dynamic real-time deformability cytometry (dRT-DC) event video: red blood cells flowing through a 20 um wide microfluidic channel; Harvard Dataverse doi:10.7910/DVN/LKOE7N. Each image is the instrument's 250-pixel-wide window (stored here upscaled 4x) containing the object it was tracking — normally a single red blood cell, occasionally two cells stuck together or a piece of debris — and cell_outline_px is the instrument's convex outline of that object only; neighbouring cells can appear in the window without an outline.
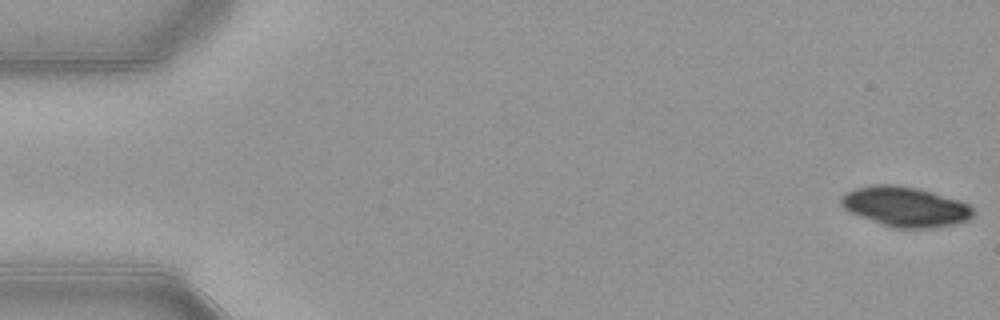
{"species": "common noctule bat (a hibernating species)", "species_latin": "Nyctalus noctula", "temperature_condition": "warm", "stored_images_in_passage": 53, "camera_frame_rate_fps": 3000, "um_per_image_px": 0.085, "animal": {"sex": "female", "body_mass_g": 21.9}, "frame": {"image": 1, "passage_image": 1, "time_ms": 0.0, "image_size_px": [1000, 320], "cell_outline_px": [[976, 212], [968, 220], [956, 224], [932, 228], [892, 228], [880, 224], [860, 216], [844, 208], [840, 204], [840, 196], [856, 188], [876, 184], [896, 184], [916, 188], [932, 192], [960, 200], [968, 204]], "centroid_in_image_um": [76.97, 17.57], "position_along_channel_um": 8.0, "area_um2": 30.81}}
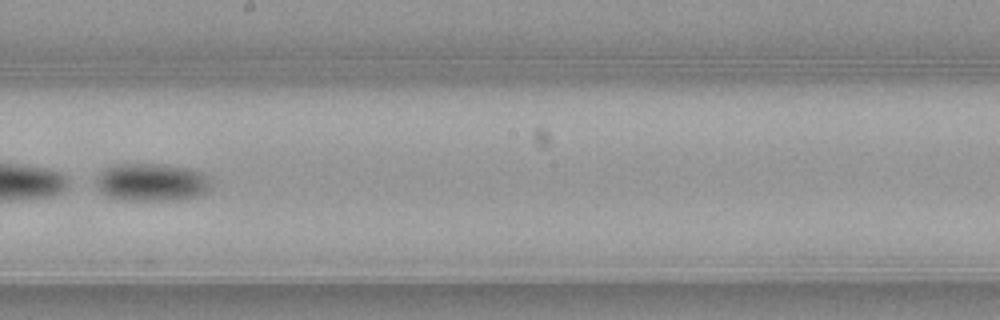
{"frame": {"image": 2, "passage_image": 30, "time_ms": 9.667, "image_size_px": [1000, 320], "cell_outline_px": [[212, 188], [204, 192], [192, 196], [160, 200], [124, 200], [108, 196], [100, 192], [96, 188], [96, 176], [104, 168], [112, 164], [164, 164], [192, 168], [204, 172], [208, 176], [212, 184]], "centroid_in_image_um": [12.86, 15.45], "position_along_channel_um": 235.3, "area_um2": 25.49}}
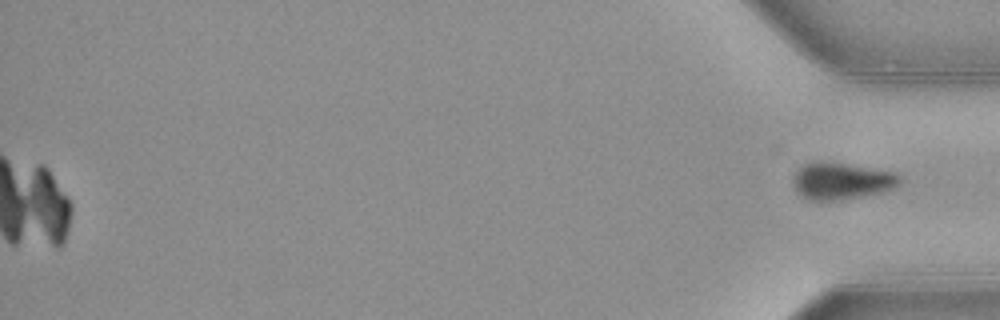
{"frame": {"image": 3, "passage_image": 53, "time_ms": 17.333, "image_size_px": [1000, 320], "cell_outline_px": [[900, 184], [896, 188], [880, 192], [840, 200], [808, 200], [800, 196], [796, 192], [792, 184], [792, 176], [796, 168], [804, 164], [820, 160], [824, 160], [896, 172], [900, 176]], "centroid_in_image_um": [71.47, 15.36], "position_along_channel_um": 363.7, "area_um2": 23.41}}